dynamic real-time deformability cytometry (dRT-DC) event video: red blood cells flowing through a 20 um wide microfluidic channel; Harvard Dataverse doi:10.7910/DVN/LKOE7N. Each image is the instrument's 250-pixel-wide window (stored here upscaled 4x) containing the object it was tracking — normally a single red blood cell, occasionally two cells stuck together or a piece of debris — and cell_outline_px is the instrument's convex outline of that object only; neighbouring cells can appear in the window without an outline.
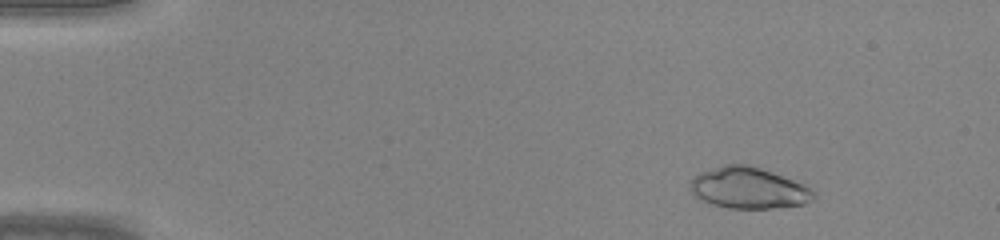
{"species": "common noctule bat (a hibernating species)", "species_latin": "Nyctalus noctula", "temperature_condition": "warm", "stored_images_in_passage": 44, "camera_frame_rate_fps": 3000, "um_per_image_px": 0.085, "animal": {"sex": "male", "body_mass_g": 20.0, "forearm_length_mm": 53.3}, "frame": {"image": 1, "passage_image": 5, "time_ms": 1.333, "image_size_px": [1000, 240], "cell_outline_px": [[816, 196], [812, 200], [804, 204], [768, 208], [728, 208], [712, 204], [696, 196], [692, 192], [688, 184], [688, 180], [700, 172], [724, 164], [748, 164], [772, 172], [804, 184], [816, 192]], "centroid_in_image_um": [63.61, 15.97], "position_along_channel_um": 21.4, "area_um2": 29.65}}
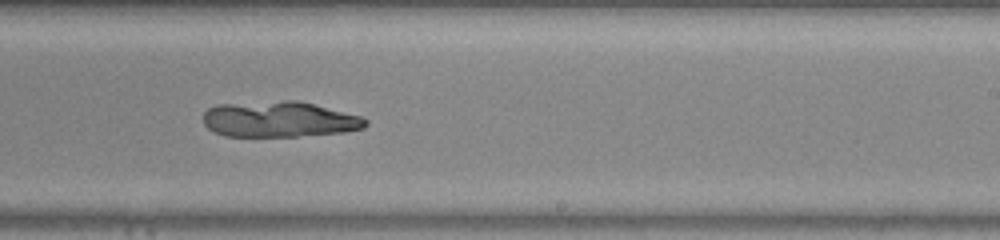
{"frame": {"image": 2, "passage_image": 28, "time_ms": 9.0, "image_size_px": [1000, 240], "cell_outline_px": [[368, 124], [364, 128], [344, 132], [296, 136], [224, 136], [208, 128], [204, 124], [204, 112], [208, 108], [216, 104], [284, 100], [296, 100], [360, 116], [368, 120]], "centroid_in_image_um": [23.71, 10.14], "position_along_channel_um": 265.3, "area_um2": 33.7}}
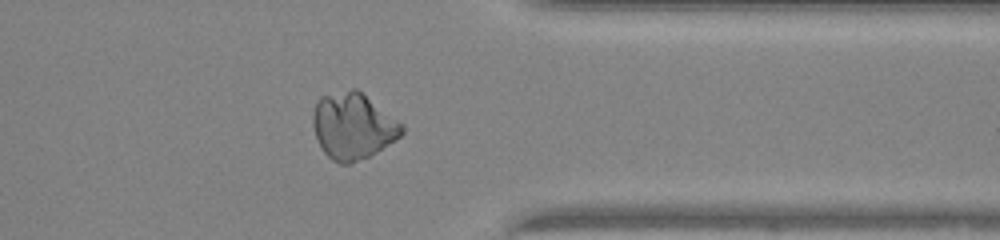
{"frame": {"image": 3, "passage_image": 36, "time_ms": 11.667, "image_size_px": [1000, 240], "cell_outline_px": [[404, 132], [400, 136], [368, 156], [352, 164], [340, 164], [332, 160], [320, 148], [316, 140], [312, 124], [312, 112], [316, 100], [320, 96], [352, 88], [356, 88], [404, 124]], "centroid_in_image_um": [29.96, 10.7], "position_along_channel_um": 381.4, "area_um2": 34.56}}